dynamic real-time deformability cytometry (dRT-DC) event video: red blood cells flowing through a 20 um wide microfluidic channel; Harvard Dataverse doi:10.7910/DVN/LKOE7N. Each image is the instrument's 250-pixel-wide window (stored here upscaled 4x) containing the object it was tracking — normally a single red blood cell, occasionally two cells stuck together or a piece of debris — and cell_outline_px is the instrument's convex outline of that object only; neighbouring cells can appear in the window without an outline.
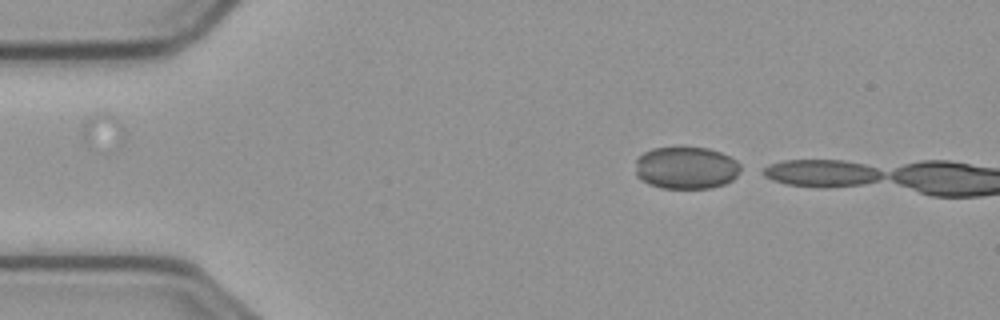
{"species": "common noctule bat (a hibernating species)", "species_latin": "Nyctalus noctula", "temperature_condition": "cold", "stored_images_in_passage": 4, "camera_frame_rate_fps": 3000, "um_per_image_px": 0.085, "animal": {"sex": "male", "body_mass_g": 23.1, "forearm_length_mm": 52.7}, "frame": {"image": 1, "passage_image": 1, "time_ms": 0.0, "image_size_px": [1000, 320], "cell_outline_px": [[744, 172], [732, 180], [724, 184], [712, 188], [660, 188], [648, 184], [636, 176], [636, 160], [644, 152], [652, 148], [684, 144], [708, 148], [720, 152], [736, 160], [740, 164]], "centroid_in_image_um": [58.34, 14.23], "position_along_channel_um": 26.7, "area_um2": 26.93}}